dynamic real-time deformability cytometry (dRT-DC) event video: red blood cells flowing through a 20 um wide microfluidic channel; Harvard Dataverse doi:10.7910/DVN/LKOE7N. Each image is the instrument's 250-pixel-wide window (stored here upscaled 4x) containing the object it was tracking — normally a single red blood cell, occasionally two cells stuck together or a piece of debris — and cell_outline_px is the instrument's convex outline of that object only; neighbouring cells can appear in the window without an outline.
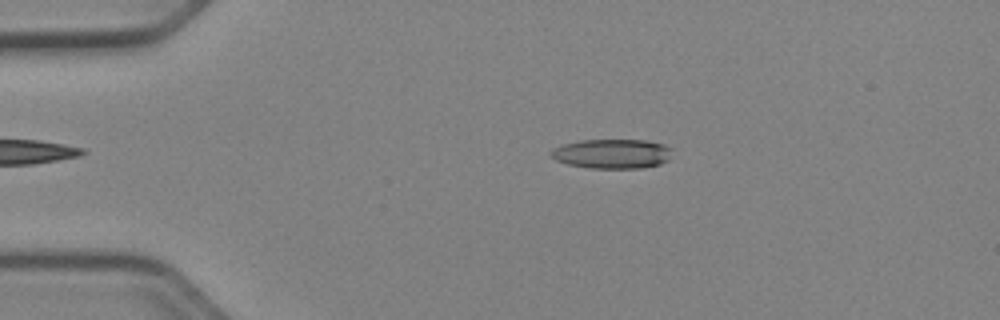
{"species": "Egyptian fruit bat (a non-hibernating species)", "species_latin": "Rousettus aegyptiacus", "temperature_condition": "cold", "stored_images_in_passage": 51, "camera_frame_rate_fps": 3000, "um_per_image_px": 0.085, "animal": {"sex": "female"}, "frame": {"image": 1, "passage_image": 10, "time_ms": 3.0, "image_size_px": [1000, 320], "cell_outline_px": [[672, 148], [668, 160], [660, 164], [644, 168], [588, 168], [568, 164], [556, 160], [548, 152], [552, 148], [564, 144], [580, 140], [644, 140], [664, 144]], "centroid_in_image_um": [52.02, 13.07], "position_along_channel_um": 33.0, "area_um2": 20.92}}
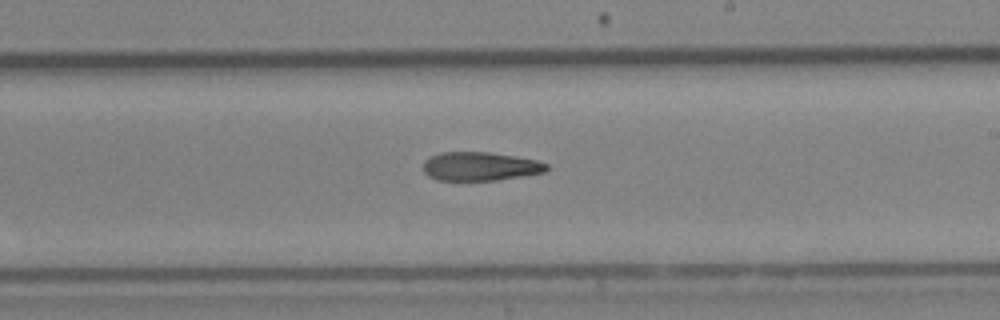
{"frame": {"image": 2, "passage_image": 30, "time_ms": 9.667, "image_size_px": [1000, 320], "cell_outline_px": [[548, 168], [544, 172], [496, 180], [436, 180], [428, 176], [424, 172], [424, 160], [440, 152], [488, 152], [516, 156], [536, 160], [548, 164]], "centroid_in_image_um": [40.79, 14.13], "position_along_channel_um": 248.2, "area_um2": 20.52}}
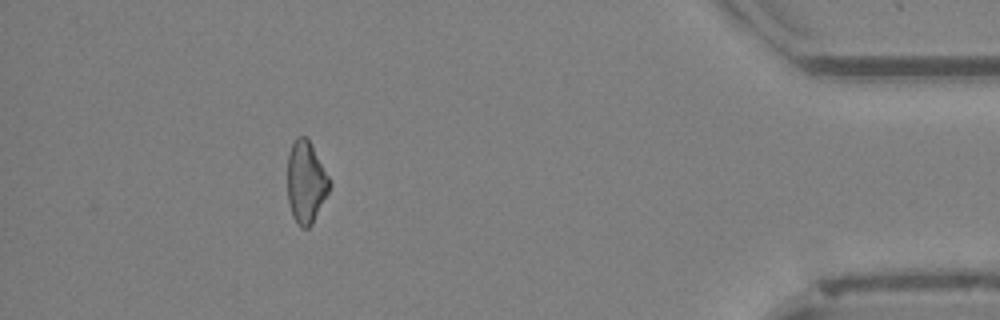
{"frame": {"image": 3, "passage_image": 46, "time_ms": 15.0, "image_size_px": [1000, 320], "cell_outline_px": [[332, 184], [312, 224], [308, 228], [300, 228], [296, 224], [292, 216], [288, 200], [288, 152], [296, 136], [304, 136], [308, 140], [328, 176]], "centroid_in_image_um": [25.98, 15.52], "position_along_channel_um": 409.2, "area_um2": 19.88}}